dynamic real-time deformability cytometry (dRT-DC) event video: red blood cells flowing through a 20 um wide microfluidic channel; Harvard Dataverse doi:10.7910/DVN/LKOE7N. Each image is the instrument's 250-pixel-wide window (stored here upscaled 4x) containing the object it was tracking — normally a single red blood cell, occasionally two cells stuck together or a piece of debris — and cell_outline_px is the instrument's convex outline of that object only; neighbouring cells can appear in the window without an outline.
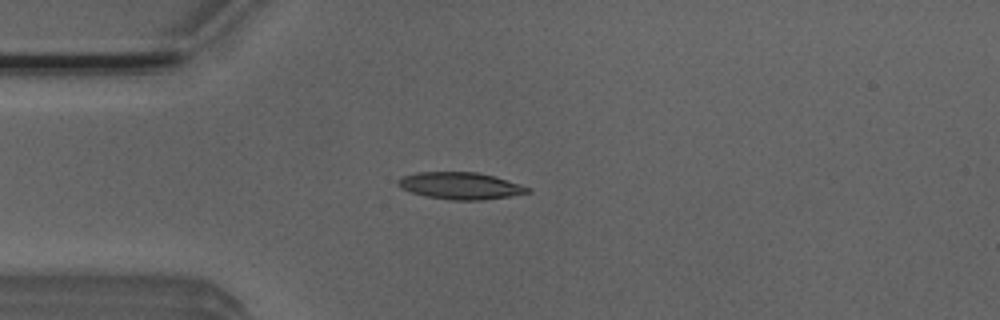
{"species": "Egyptian fruit bat (a non-hibernating species)", "species_latin": "Rousettus aegyptiacus", "temperature_condition": "room temperature", "stored_images_in_passage": 42, "camera_frame_rate_fps": 3000, "um_per_image_px": 0.085, "animal": {"sex": "male"}, "frame": {"image": 1, "passage_image": 3, "time_ms": 0.667, "image_size_px": [1000, 320], "cell_outline_px": [[532, 192], [512, 196], [480, 200], [452, 200], [424, 196], [400, 188], [396, 184], [396, 180], [404, 176], [416, 172], [476, 172], [492, 176], [520, 184], [532, 188]], "centroid_in_image_um": [39.13, 15.79], "position_along_channel_um": 45.9, "area_um2": 20.4}}
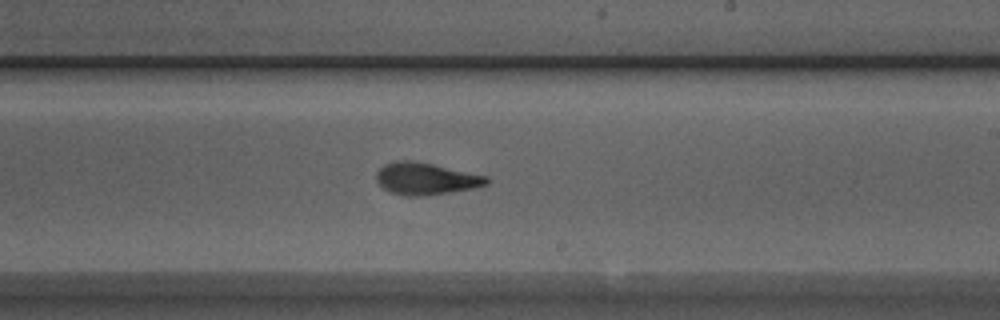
{"frame": {"image": 2, "passage_image": 20, "time_ms": 6.333, "image_size_px": [1000, 320], "cell_outline_px": [[488, 184], [472, 188], [424, 196], [404, 196], [392, 192], [384, 188], [376, 180], [376, 172], [384, 164], [396, 160], [408, 160], [432, 164], [488, 176]], "centroid_in_image_um": [36.17, 15.18], "position_along_channel_um": 252.8, "area_um2": 20.35}}
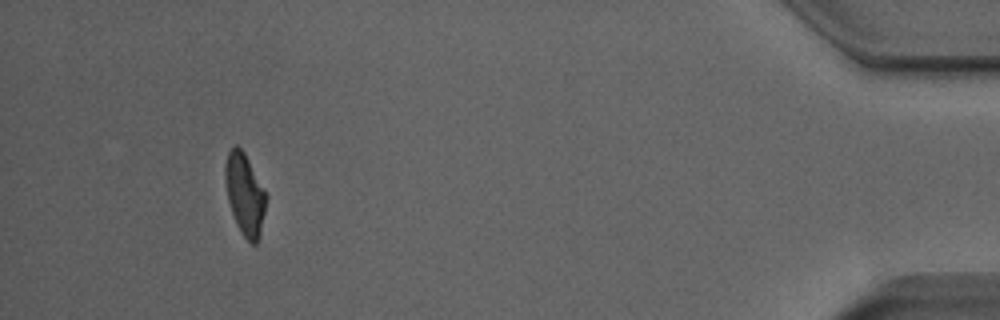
{"frame": {"image": 3, "passage_image": 38, "time_ms": 12.333, "image_size_px": [1000, 320], "cell_outline_px": [[268, 196], [260, 232], [256, 244], [252, 244], [244, 236], [236, 224], [228, 200], [224, 180], [224, 168], [228, 152], [236, 144], [244, 152]], "centroid_in_image_um": [20.8, 16.5], "position_along_channel_um": 414.4, "area_um2": 19.31}, "authors_computed_cell_mechanics": {"area_um2": 19.9988, "velocity_mm_per_s": 3.9003, "shape_relaxation_time_tau1_ms": 5.4998, "shape_relaxation_time_tau2_ms": 1.5556, "deformation_change_tau1": 0.2001, "deformation_change_tau2": 0.0856}}